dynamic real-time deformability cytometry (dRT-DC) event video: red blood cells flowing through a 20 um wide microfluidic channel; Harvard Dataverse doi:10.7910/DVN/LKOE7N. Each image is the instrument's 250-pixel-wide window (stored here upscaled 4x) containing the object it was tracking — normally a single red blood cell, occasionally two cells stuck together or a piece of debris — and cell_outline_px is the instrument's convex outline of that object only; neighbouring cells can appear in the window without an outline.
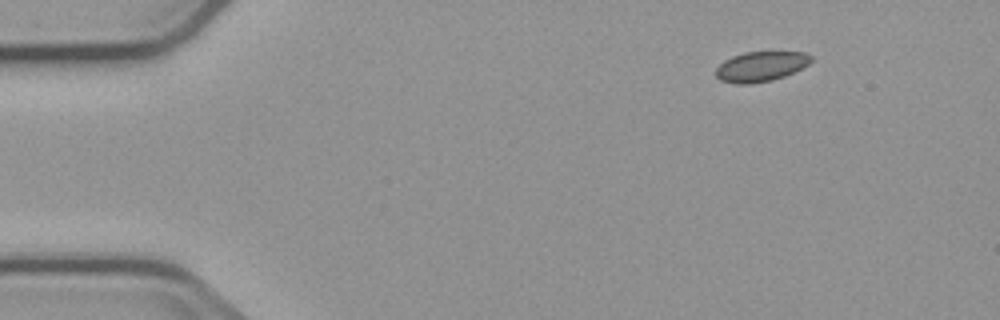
{"species": "common noctule bat (a hibernating species)", "species_latin": "Nyctalus noctula", "temperature_condition": "cold", "stored_images_in_passage": 9, "camera_frame_rate_fps": 3000, "um_per_image_px": 0.085, "animal": {"sex": "male", "body_mass_g": 23.1, "forearm_length_mm": 52.7}, "frame": {"image": 1, "passage_image": 1, "time_ms": 0.0, "image_size_px": [1000, 320], "cell_outline_px": [[812, 60], [808, 64], [784, 76], [772, 80], [752, 84], [736, 84], [720, 80], [716, 76], [716, 68], [724, 60], [732, 56], [744, 52], [804, 52], [812, 56]], "centroid_in_image_um": [64.64, 5.65], "position_along_channel_um": 20.4, "area_um2": 16.59}}
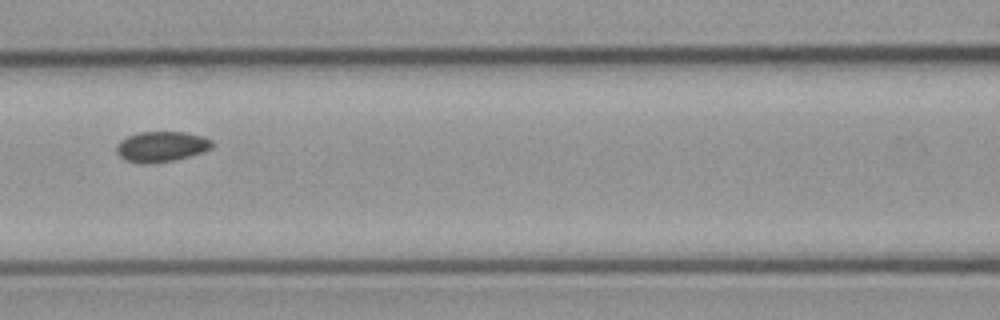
{"frame": {"image": 2, "passage_image": 6, "time_ms": 6.0, "image_size_px": [1000, 320], "cell_outline_px": [[216, 144], [212, 148], [204, 152], [172, 160], [144, 164], [124, 160], [116, 152], [116, 144], [120, 140], [128, 136], [140, 132], [184, 132], [204, 136], [212, 140]], "centroid_in_image_um": [13.74, 12.45], "position_along_channel_um": 152.9, "area_um2": 17.05}}
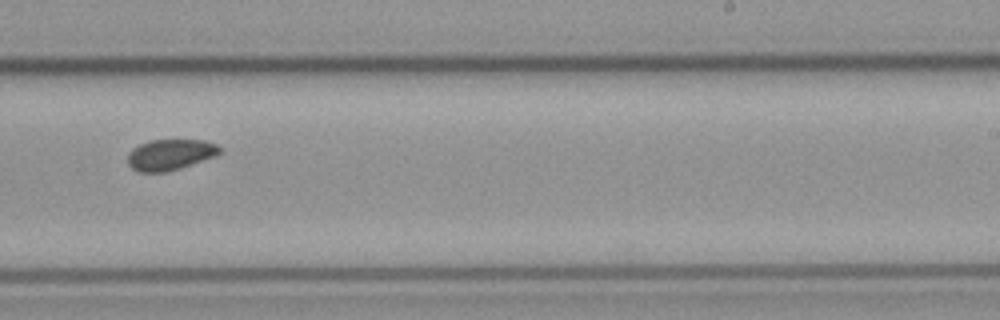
{"frame": {"image": 3, "passage_image": 9, "time_ms": 9.333, "image_size_px": [1000, 320], "cell_outline_px": [[224, 152], [216, 156], [168, 172], [140, 172], [132, 168], [128, 164], [128, 152], [132, 148], [140, 144], [152, 140], [204, 140], [216, 144]], "centroid_in_image_um": [14.48, 13.14], "position_along_channel_um": 274.5, "area_um2": 16.65}}